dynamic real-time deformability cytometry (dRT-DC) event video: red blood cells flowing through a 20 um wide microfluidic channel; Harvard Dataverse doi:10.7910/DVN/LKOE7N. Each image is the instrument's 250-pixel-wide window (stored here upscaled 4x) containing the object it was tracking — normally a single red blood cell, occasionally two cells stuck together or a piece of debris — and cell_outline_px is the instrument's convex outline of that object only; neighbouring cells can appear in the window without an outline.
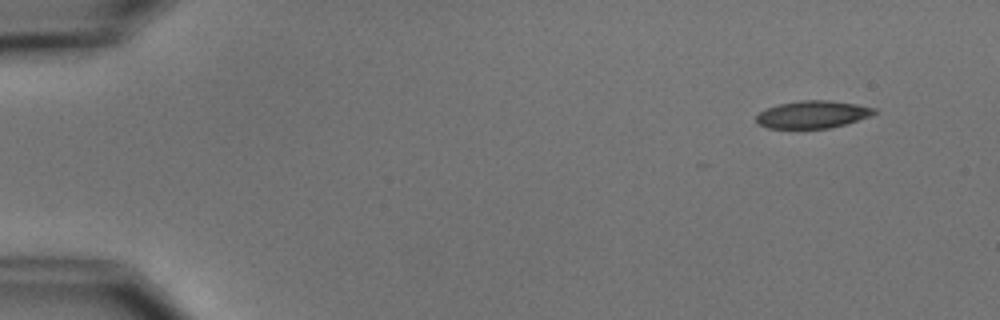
{"species": "common noctule bat (a hibernating species)", "species_latin": "Nyctalus noctula", "temperature_condition": "cold", "stored_images_in_passage": 6, "camera_frame_rate_fps": 3000, "um_per_image_px": 0.085, "animal": {"sex": "male", "body_mass_g": 15.6}, "frame": {"image": 1, "passage_image": 1, "time_ms": 0.0, "image_size_px": [1000, 320], "cell_outline_px": [[880, 112], [832, 128], [768, 128], [760, 124], [756, 120], [756, 116], [760, 112], [768, 108], [780, 104], [800, 100], [828, 100], [856, 104], [876, 108]], "centroid_in_image_um": [69.1, 9.72], "position_along_channel_um": 15.9, "area_um2": 18.67}}
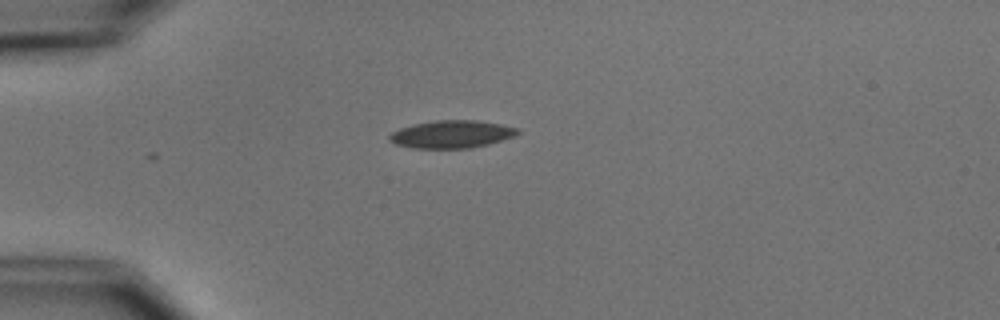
{"frame": {"image": 2, "passage_image": 4, "time_ms": 3.333, "image_size_px": [1000, 320], "cell_outline_px": [[520, 132], [512, 136], [488, 144], [468, 148], [412, 148], [396, 144], [388, 140], [388, 136], [392, 132], [400, 128], [412, 124], [436, 120], [476, 120], [500, 124], [520, 128]], "centroid_in_image_um": [38.35, 11.4], "position_along_channel_um": 46.6, "area_um2": 20.58}}